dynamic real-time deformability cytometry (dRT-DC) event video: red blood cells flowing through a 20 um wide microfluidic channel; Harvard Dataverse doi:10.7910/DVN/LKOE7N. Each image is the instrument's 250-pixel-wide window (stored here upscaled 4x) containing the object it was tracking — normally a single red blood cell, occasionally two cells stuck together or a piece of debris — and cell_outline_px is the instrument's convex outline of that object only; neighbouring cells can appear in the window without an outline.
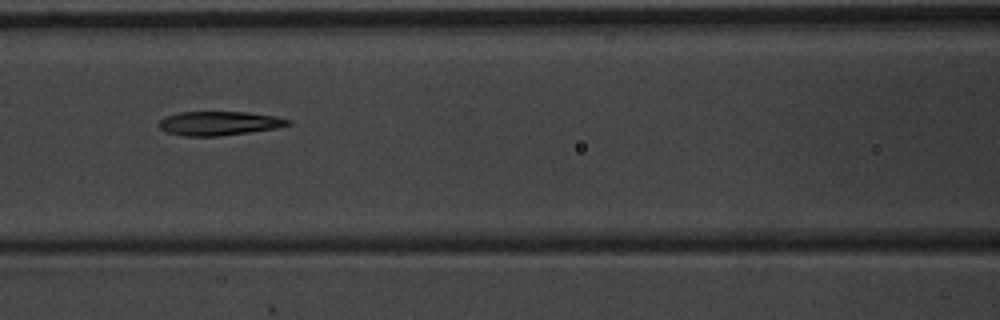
{"species": "common noctule bat (a hibernating species)", "species_latin": "Nyctalus noctula", "temperature_condition": "warm", "stored_images_in_passage": 10, "camera_frame_rate_fps": 3000, "um_per_image_px": 0.085, "animal": {"sex": "male", "body_mass_g": 20.1, "forearm_length_mm": 53.5}, "frame": {"image": 1, "passage_image": 7, "time_ms": 2.0, "image_size_px": [1000, 320], "cell_outline_px": [[292, 124], [276, 128], [248, 132], [216, 136], [184, 136], [168, 132], [160, 128], [156, 124], [164, 116], [180, 112], [248, 112], [276, 116], [292, 120]], "centroid_in_image_um": [18.62, 10.47], "position_along_channel_um": 148.0, "area_um2": 18.09}}
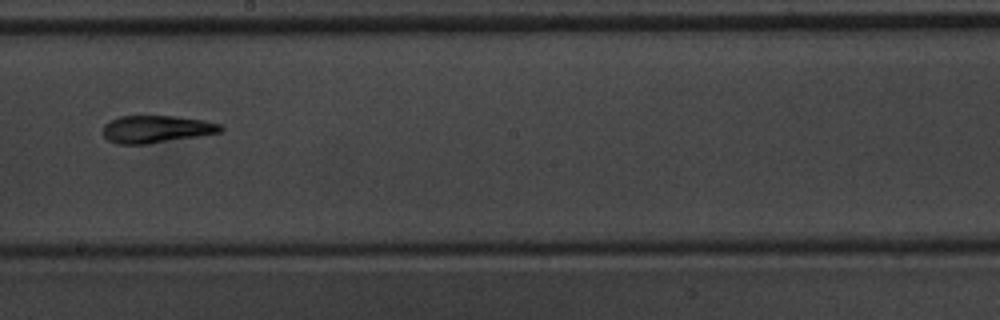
{"frame": {"image": 2, "passage_image": 9, "time_ms": 2.667, "image_size_px": [1000, 320], "cell_outline_px": [[224, 128], [220, 132], [200, 136], [148, 144], [120, 144], [108, 140], [104, 136], [104, 124], [120, 116], [176, 116], [204, 120], [220, 124]], "centroid_in_image_um": [13.31, 10.98], "position_along_channel_um": 234.9, "area_um2": 18.73}}
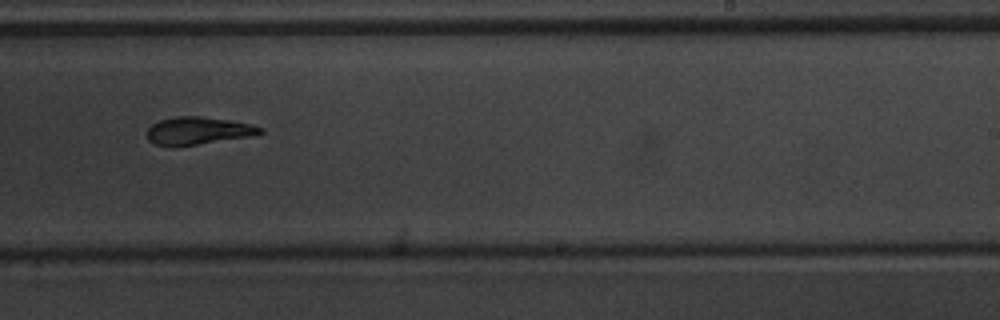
{"frame": {"image": 3, "passage_image": 10, "time_ms": 3.0, "image_size_px": [1000, 320], "cell_outline_px": [[264, 132], [252, 136], [172, 148], [168, 148], [156, 144], [148, 140], [148, 128], [152, 124], [160, 120], [176, 116], [200, 116], [228, 120], [252, 124], [264, 128]], "centroid_in_image_um": [16.83, 11.13], "position_along_channel_um": 272.2, "area_um2": 18.44}}